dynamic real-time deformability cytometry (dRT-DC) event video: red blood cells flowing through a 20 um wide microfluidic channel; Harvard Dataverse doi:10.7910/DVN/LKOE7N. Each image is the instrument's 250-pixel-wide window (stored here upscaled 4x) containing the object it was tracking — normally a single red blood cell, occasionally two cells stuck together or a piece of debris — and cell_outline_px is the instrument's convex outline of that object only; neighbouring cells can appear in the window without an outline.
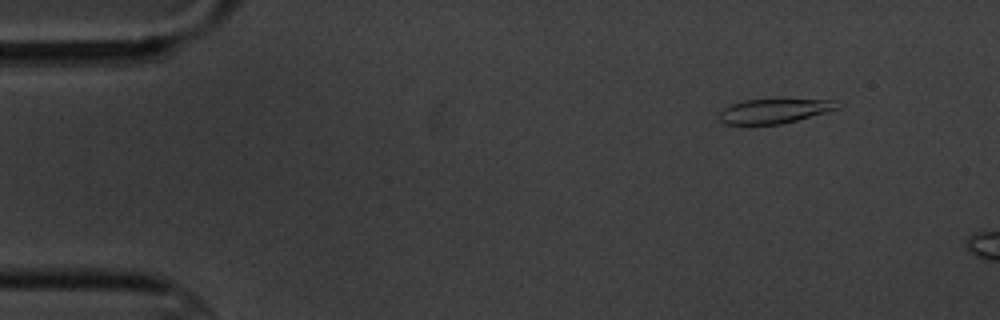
{"species": "common noctule bat (a hibernating species)", "species_latin": "Nyctalus noctula", "temperature_condition": "cold", "stored_images_in_passage": 4, "camera_frame_rate_fps": 3000, "um_per_image_px": 0.085, "animal": {"sex": "male", "body_mass_g": 20.1, "forearm_length_mm": 53.5}, "frame": {"image": 1, "passage_image": 2, "time_ms": 1.333, "image_size_px": [1000, 320], "cell_outline_px": [[844, 104], [840, 108], [796, 120], [780, 124], [724, 124], [720, 120], [720, 112], [724, 108], [732, 104], [744, 100], [832, 100]], "centroid_in_image_um": [65.83, 9.44], "position_along_channel_um": 19.2, "area_um2": 16.53}}